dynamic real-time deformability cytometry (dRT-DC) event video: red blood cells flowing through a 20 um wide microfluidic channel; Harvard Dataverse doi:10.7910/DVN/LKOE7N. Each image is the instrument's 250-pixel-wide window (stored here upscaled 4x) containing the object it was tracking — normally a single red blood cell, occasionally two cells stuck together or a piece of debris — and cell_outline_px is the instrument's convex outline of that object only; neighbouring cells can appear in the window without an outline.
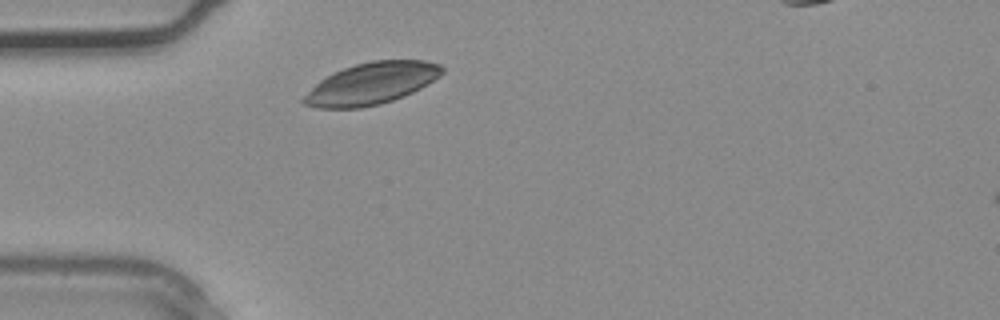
{"species": "common noctule bat (a hibernating species)", "species_latin": "Nyctalus noctula", "temperature_condition": "warm", "stored_images_in_passage": 1, "camera_frame_rate_fps": 3000, "um_per_image_px": 0.085, "animal": {"sex": "male", "body_mass_g": 20.4}, "frame": {"image": 1, "passage_image": 1, "time_ms": 0.0, "image_size_px": [1000, 320], "cell_outline_px": [[444, 72], [440, 76], [420, 88], [404, 96], [380, 104], [360, 108], [316, 108], [304, 104], [300, 100], [320, 80], [344, 68], [356, 64], [372, 60], [424, 60], [440, 64], [444, 68]], "centroid_in_image_um": [31.59, 7.1], "position_along_channel_um": 53.4, "area_um2": 33.41}}